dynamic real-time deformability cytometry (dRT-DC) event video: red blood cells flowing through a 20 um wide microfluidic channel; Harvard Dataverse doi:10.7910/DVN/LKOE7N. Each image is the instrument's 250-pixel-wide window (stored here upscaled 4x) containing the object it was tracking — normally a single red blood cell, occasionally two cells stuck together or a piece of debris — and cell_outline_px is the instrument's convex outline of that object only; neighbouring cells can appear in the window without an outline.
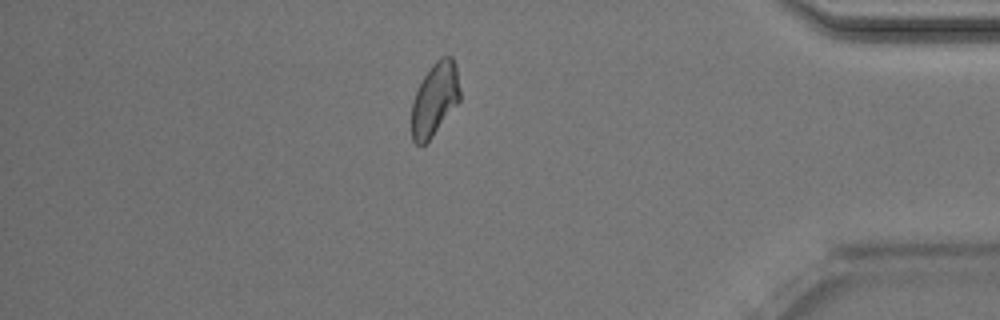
{"species": "Egyptian fruit bat (a non-hibernating species)", "species_latin": "Rousettus aegyptiacus", "temperature_condition": "room temperature", "stored_images_in_passage": 48, "camera_frame_rate_fps": 3000, "um_per_image_px": 0.085, "animal": {"sex": "male"}, "frame": {"image": 1, "passage_image": 41, "time_ms": 13.333, "image_size_px": [1000, 320], "cell_outline_px": [[460, 100], [432, 136], [424, 144], [416, 144], [412, 140], [412, 100], [424, 76], [432, 64], [440, 56], [452, 56], [456, 68], [460, 92]], "centroid_in_image_um": [36.95, 8.41], "position_along_channel_um": 398.2, "area_um2": 20.29}, "authors_computed_cell_mechanics": {"area_um2": 21.5016, "velocity_mm_per_s": 4.0157, "shape_relaxation_time_tau1_ms": 5.5448, "shape_relaxation_time_tau2_ms": 2.5642, "deformation_change_tau1": 0.1362, "deformation_change_tau2": 0.0729}}